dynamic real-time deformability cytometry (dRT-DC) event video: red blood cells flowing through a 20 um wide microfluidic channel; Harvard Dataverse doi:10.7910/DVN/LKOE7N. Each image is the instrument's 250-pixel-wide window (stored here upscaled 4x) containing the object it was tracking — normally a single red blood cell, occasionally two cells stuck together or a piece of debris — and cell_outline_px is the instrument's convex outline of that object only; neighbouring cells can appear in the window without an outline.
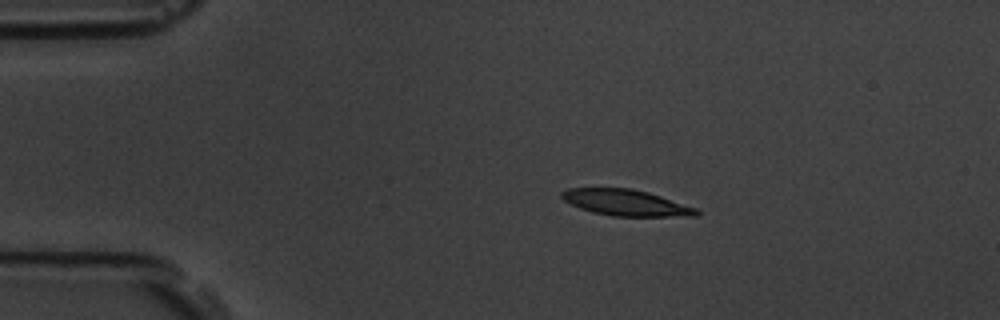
{"species": "common noctule bat (a hibernating species)", "species_latin": "Nyctalus noctula", "temperature_condition": "room temperature", "stored_images_in_passage": 4, "camera_frame_rate_fps": 3000, "um_per_image_px": 0.085, "animal": {"sex": "male", "body_mass_g": 19.5, "forearm_length_mm": 54.6}, "frame": {"image": 1, "passage_image": 2, "time_ms": 0.333, "image_size_px": [1000, 320], "cell_outline_px": [[700, 216], [612, 216], [592, 212], [580, 208], [564, 200], [560, 196], [560, 192], [568, 188], [632, 188], [648, 192], [696, 208], [700, 212]], "centroid_in_image_um": [53.19, 17.22], "position_along_channel_um": 31.8, "area_um2": 20.46}}